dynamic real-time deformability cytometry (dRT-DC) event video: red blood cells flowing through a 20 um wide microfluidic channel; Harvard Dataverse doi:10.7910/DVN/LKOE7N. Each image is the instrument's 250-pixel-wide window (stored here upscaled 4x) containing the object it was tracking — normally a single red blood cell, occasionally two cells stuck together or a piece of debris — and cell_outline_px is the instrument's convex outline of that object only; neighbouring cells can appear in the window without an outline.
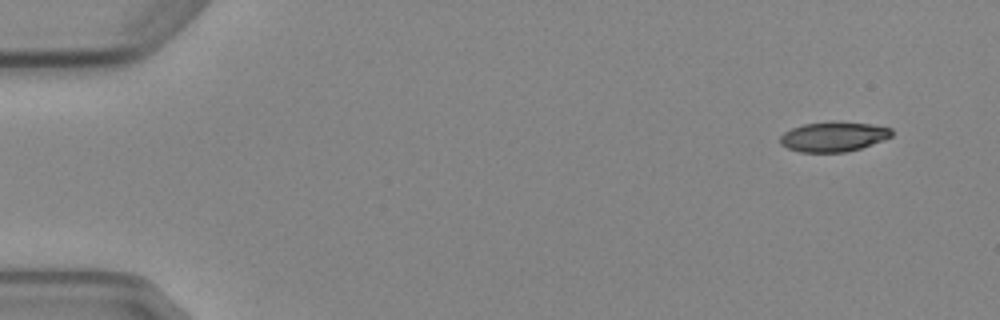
{"species": "Egyptian fruit bat (a non-hibernating species)", "species_latin": "Rousettus aegyptiacus", "temperature_condition": "cold", "stored_images_in_passage": 9, "camera_frame_rate_fps": 3000, "um_per_image_px": 0.085, "animal": {"sex": "female"}, "frame": {"image": 1, "passage_image": 1, "time_ms": 0.0, "image_size_px": [1000, 320], "cell_outline_px": [[892, 136], [884, 140], [860, 148], [844, 152], [800, 152], [788, 148], [780, 144], [780, 136], [784, 132], [792, 128], [804, 124], [832, 120], [872, 124], [892, 128]], "centroid_in_image_um": [70.85, 11.6], "position_along_channel_um": 14.1, "area_um2": 19.59}}
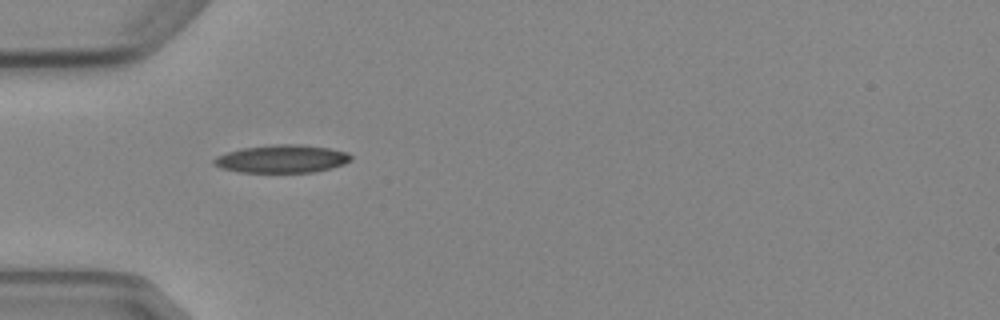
{"frame": {"image": 2, "passage_image": 4, "time_ms": 4.333, "image_size_px": [1000, 320], "cell_outline_px": [[352, 160], [344, 164], [332, 168], [312, 172], [236, 172], [220, 168], [212, 164], [212, 160], [216, 156], [240, 148], [276, 144], [300, 144], [328, 148], [348, 152], [352, 156]], "centroid_in_image_um": [23.94, 13.5], "position_along_channel_um": 61.1, "area_um2": 22.48}}